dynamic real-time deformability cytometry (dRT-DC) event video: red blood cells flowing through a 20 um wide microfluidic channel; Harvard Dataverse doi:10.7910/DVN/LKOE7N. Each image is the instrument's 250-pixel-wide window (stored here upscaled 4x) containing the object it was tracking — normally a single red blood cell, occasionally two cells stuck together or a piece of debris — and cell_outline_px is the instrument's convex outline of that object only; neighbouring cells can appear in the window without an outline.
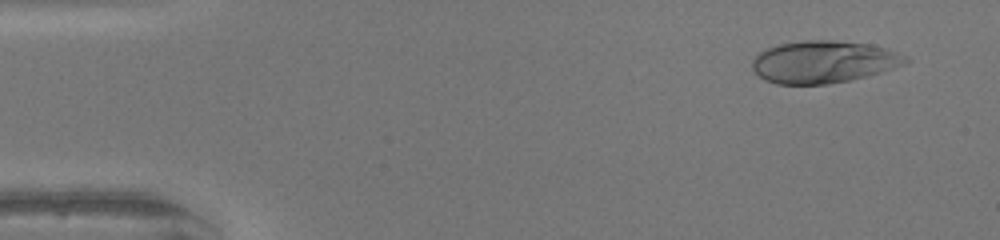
{"species": "human", "species_latin": "Homo sapiens", "temperature_condition": "warm", "stored_images_in_passage": 40, "camera_frame_rate_fps": 3000, "um_per_image_px": 0.085, "donor": {"sex": "female"}, "frame": {"image": 1, "passage_image": 3, "time_ms": 0.667, "image_size_px": [1000, 240], "cell_outline_px": [[912, 60], [904, 64], [880, 72], [848, 80], [828, 84], [776, 84], [764, 80], [752, 68], [752, 60], [760, 52], [768, 48], [780, 44], [804, 40], [832, 40], [868, 44], [884, 48], [908, 56]], "centroid_in_image_um": [69.99, 5.26], "position_along_channel_um": 15.0, "area_um2": 37.45}}
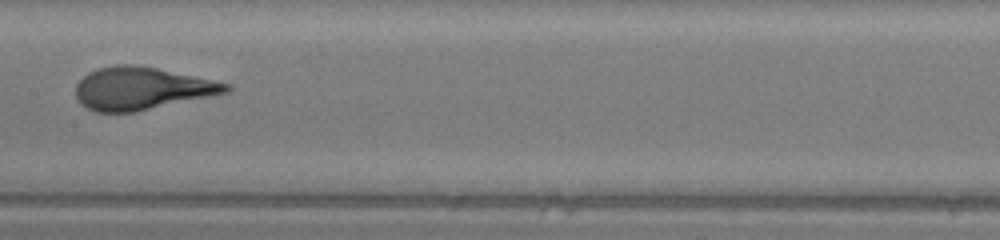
{"frame": {"image": 2, "passage_image": 24, "time_ms": 7.667, "image_size_px": [1000, 240], "cell_outline_px": [[232, 92], [136, 112], [96, 112], [88, 108], [76, 96], [76, 84], [88, 72], [96, 68], [116, 64], [136, 64], [156, 68], [232, 84]], "centroid_in_image_um": [12.09, 7.51], "position_along_channel_um": 195.3, "area_um2": 37.45}}
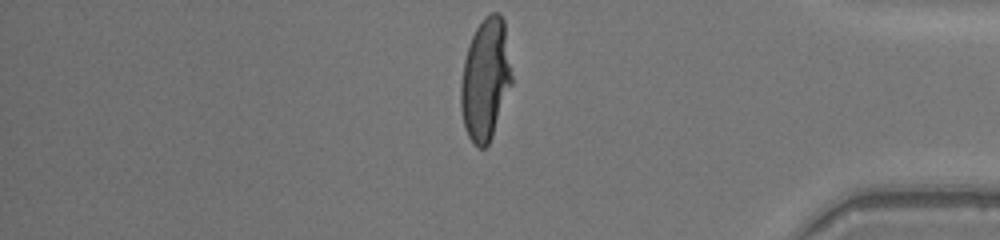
{"frame": {"image": 3, "passage_image": 40, "time_ms": 13.0, "image_size_px": [1000, 240], "cell_outline_px": [[512, 84], [492, 136], [488, 144], [484, 148], [480, 148], [468, 136], [464, 128], [460, 108], [460, 84], [464, 60], [472, 36], [476, 28], [484, 16], [492, 12], [500, 12], [504, 20], [512, 76]], "centroid_in_image_um": [41.26, 6.73], "position_along_channel_um": 393.9, "area_um2": 36.18}, "authors_computed_cell_mechanics": {"area_um2": 36.8186, "velocity_mm_per_s": 4.2584, "shape_relaxation_time_tau1_ms": 5.4371, "shape_relaxation_time_tau2_ms": null, "deformation_change_tau1": 0.2993, "deformation_change_tau2": null}}